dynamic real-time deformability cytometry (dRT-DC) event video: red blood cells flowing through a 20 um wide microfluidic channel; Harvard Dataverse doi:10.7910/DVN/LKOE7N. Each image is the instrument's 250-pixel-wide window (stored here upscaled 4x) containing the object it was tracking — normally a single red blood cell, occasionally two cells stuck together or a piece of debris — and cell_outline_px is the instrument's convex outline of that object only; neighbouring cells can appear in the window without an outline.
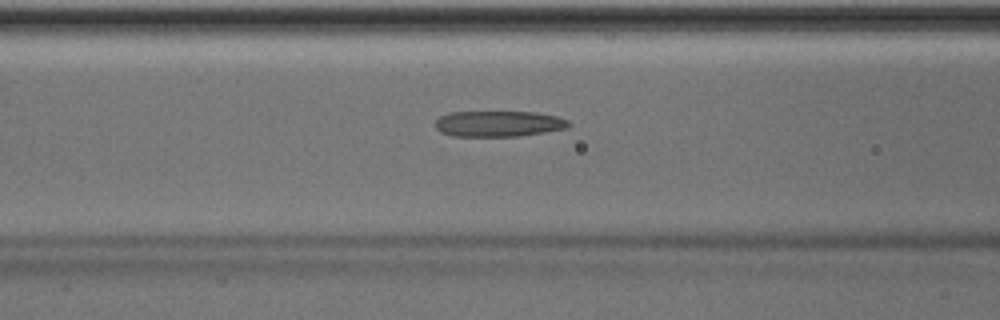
{"species": "Egyptian fruit bat (a non-hibernating species)", "species_latin": "Rousettus aegyptiacus", "temperature_condition": "room temperature", "stored_images_in_passage": 43, "camera_frame_rate_fps": 3000, "um_per_image_px": 0.085, "animal": {"sex": "male"}, "frame": {"image": 1, "passage_image": 13, "time_ms": 4.0, "image_size_px": [1000, 320], "cell_outline_px": [[568, 124], [564, 128], [544, 132], [516, 136], [452, 136], [440, 132], [436, 128], [436, 120], [440, 116], [448, 112], [536, 112], [556, 116], [568, 120]], "centroid_in_image_um": [42.31, 10.51], "position_along_channel_um": 124.3, "area_um2": 19.88}, "authors_computed_cell_mechanics": {"area_um2": 20.1722, "velocity_mm_per_s": 4.0407, "shape_relaxation_time_tau1_ms": 6.5764, "shape_relaxation_time_tau2_ms": 1.7371, "deformation_change_tau1": 0.1907, "deformation_change_tau2": 0.1138}}